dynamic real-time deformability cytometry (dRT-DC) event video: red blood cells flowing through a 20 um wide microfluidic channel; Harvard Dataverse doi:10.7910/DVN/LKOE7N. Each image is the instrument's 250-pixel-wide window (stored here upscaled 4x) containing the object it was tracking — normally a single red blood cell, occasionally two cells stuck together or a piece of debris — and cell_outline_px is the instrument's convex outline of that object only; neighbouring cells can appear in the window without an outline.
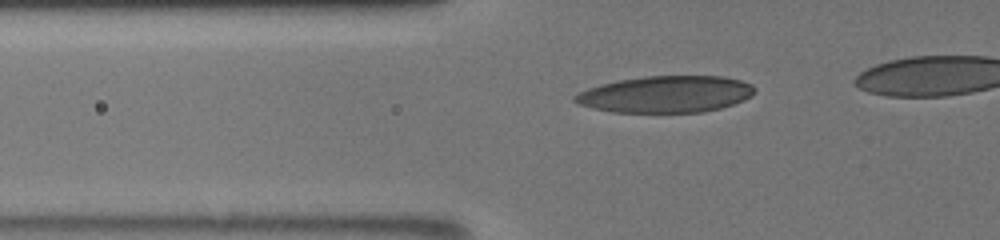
{"species": "human", "species_latin": "Homo sapiens", "temperature_condition": "room temperature", "stored_images_in_passage": 18, "camera_frame_rate_fps": 3000, "um_per_image_px": 0.085, "donor": {"sex": "male"}, "frame": {"image": 1, "passage_image": 11, "time_ms": 5.667, "image_size_px": [1000, 240], "cell_outline_px": [[756, 92], [752, 96], [744, 100], [720, 108], [700, 112], [612, 112], [592, 108], [580, 104], [572, 100], [572, 96], [588, 88], [600, 84], [620, 80], [644, 76], [724, 76], [740, 80], [752, 84], [756, 88]], "centroid_in_image_um": [56.61, 8.0], "position_along_channel_um": 69.2, "area_um2": 38.49}}
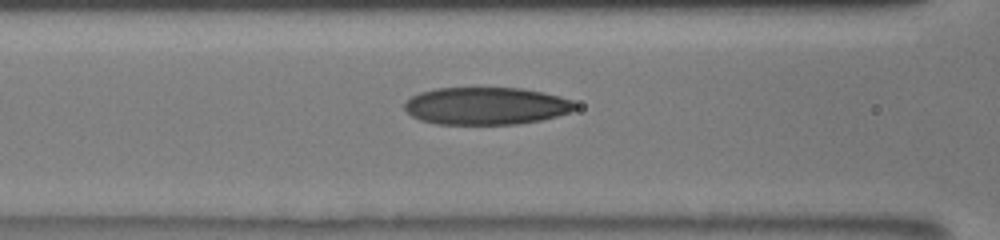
{"frame": {"image": 2, "passage_image": 14, "time_ms": 7.333, "image_size_px": [1000, 240], "cell_outline_px": [[576, 108], [572, 112], [540, 120], [516, 124], [436, 124], [420, 120], [412, 116], [404, 108], [404, 104], [412, 96], [420, 92], [436, 88], [520, 88], [544, 92], [560, 96], [572, 100], [576, 104]], "centroid_in_image_um": [41.33, 9.0], "position_along_channel_um": 125.3, "area_um2": 37.28}}
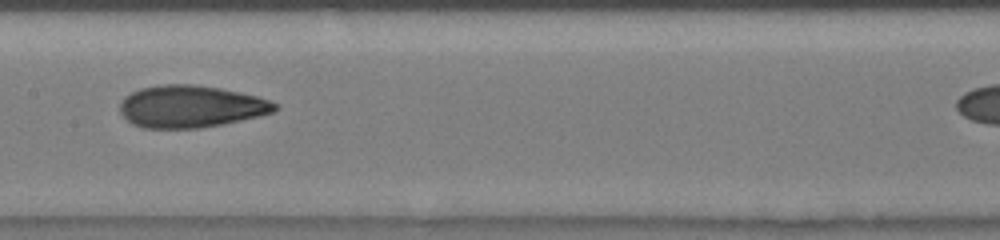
{"frame": {"image": 3, "passage_image": 17, "time_ms": 9.0, "image_size_px": [1000, 240], "cell_outline_px": [[280, 108], [272, 112], [260, 116], [200, 128], [144, 128], [132, 124], [120, 112], [120, 100], [124, 96], [140, 88], [160, 84], [196, 84], [220, 88], [240, 92], [272, 100]], "centroid_in_image_um": [16.21, 9.04], "position_along_channel_um": 191.2, "area_um2": 38.21}}